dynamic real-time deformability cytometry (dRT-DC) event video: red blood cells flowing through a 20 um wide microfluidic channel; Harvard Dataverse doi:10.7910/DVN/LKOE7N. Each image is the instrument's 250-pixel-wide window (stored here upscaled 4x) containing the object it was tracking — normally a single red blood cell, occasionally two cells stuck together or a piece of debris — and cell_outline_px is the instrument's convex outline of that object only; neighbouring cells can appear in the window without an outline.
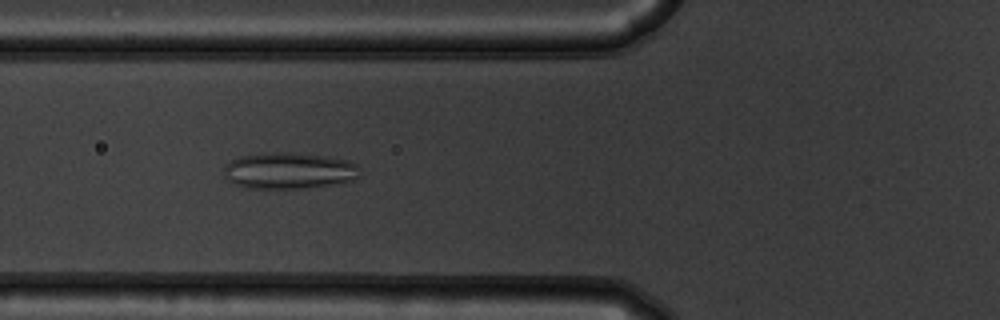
{"species": "common noctule bat (a hibernating species)", "species_latin": "Nyctalus noctula", "temperature_condition": "warm", "stored_images_in_passage": 23, "camera_frame_rate_fps": 3000, "um_per_image_px": 0.085, "animal": {"sex": "male", "body_mass_g": 19.5, "forearm_length_mm": 54.6}, "frame": {"image": 1, "passage_image": 7, "time_ms": 2.0, "image_size_px": [1000, 320], "cell_outline_px": [[360, 176], [348, 180], [328, 184], [304, 188], [244, 188], [228, 180], [224, 176], [224, 164], [240, 156], [272, 152], [292, 152], [324, 156], [348, 160], [356, 164]], "centroid_in_image_um": [24.5, 14.49], "position_along_channel_um": 101.3, "area_um2": 28.55}}